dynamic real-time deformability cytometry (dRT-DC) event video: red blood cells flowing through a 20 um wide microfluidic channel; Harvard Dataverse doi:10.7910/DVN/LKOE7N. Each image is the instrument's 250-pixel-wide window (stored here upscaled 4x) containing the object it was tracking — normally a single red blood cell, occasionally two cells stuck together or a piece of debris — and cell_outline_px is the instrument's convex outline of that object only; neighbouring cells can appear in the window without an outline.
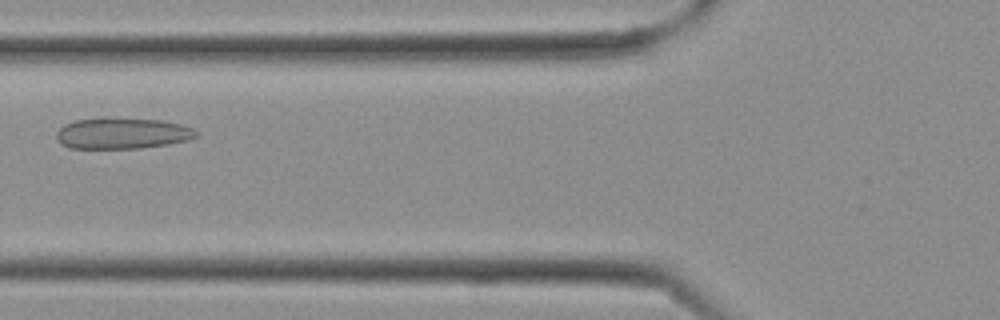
{"species": "Egyptian fruit bat (a non-hibernating species)", "species_latin": "Rousettus aegyptiacus", "temperature_condition": "cold", "stored_images_in_passage": 26, "camera_frame_rate_fps": 3000, "um_per_image_px": 0.085, "frame": {"image": 1, "passage_image": 8, "time_ms": 2.333, "image_size_px": [1000, 320], "cell_outline_px": [[200, 132], [196, 136], [188, 140], [168, 144], [140, 148], [68, 148], [60, 144], [56, 140], [56, 132], [64, 124], [76, 120], [104, 116], [160, 120], [180, 124], [192, 128]], "centroid_in_image_um": [10.35, 11.31], "position_along_channel_um": 115.5, "area_um2": 25.78}}
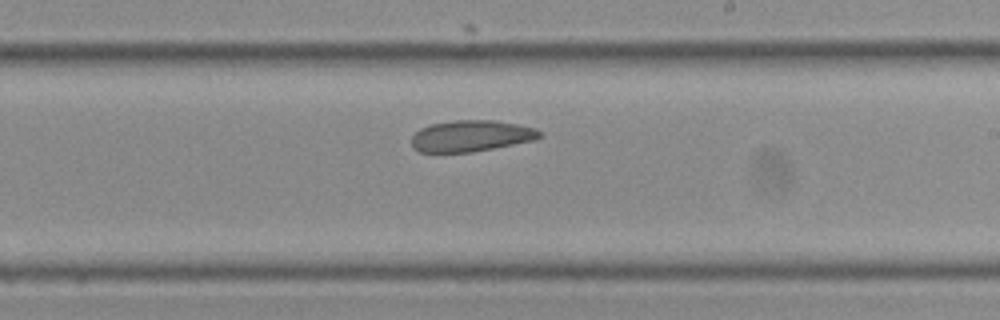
{"frame": {"image": 2, "passage_image": 14, "time_ms": 4.333, "image_size_px": [1000, 320], "cell_outline_px": [[544, 136], [536, 140], [472, 152], [420, 152], [412, 148], [412, 136], [420, 128], [432, 124], [452, 120], [492, 120], [516, 124], [536, 128], [544, 132]], "centroid_in_image_um": [40.08, 11.55], "position_along_channel_um": 248.9, "area_um2": 23.52}}
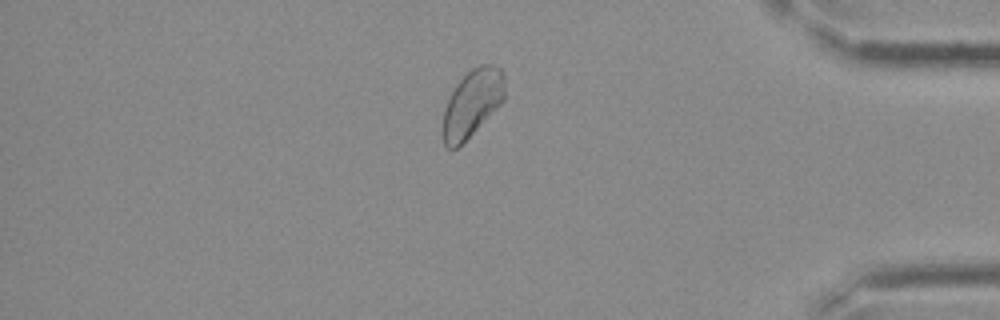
{"frame": {"image": 3, "passage_image": 22, "time_ms": 7.0, "image_size_px": [1000, 320], "cell_outline_px": [[504, 100], [456, 148], [448, 148], [444, 144], [440, 132], [444, 108], [456, 84], [472, 68], [480, 64], [492, 64], [500, 68], [504, 76]], "centroid_in_image_um": [40.09, 8.76], "position_along_channel_um": 395.1, "area_um2": 23.93}}